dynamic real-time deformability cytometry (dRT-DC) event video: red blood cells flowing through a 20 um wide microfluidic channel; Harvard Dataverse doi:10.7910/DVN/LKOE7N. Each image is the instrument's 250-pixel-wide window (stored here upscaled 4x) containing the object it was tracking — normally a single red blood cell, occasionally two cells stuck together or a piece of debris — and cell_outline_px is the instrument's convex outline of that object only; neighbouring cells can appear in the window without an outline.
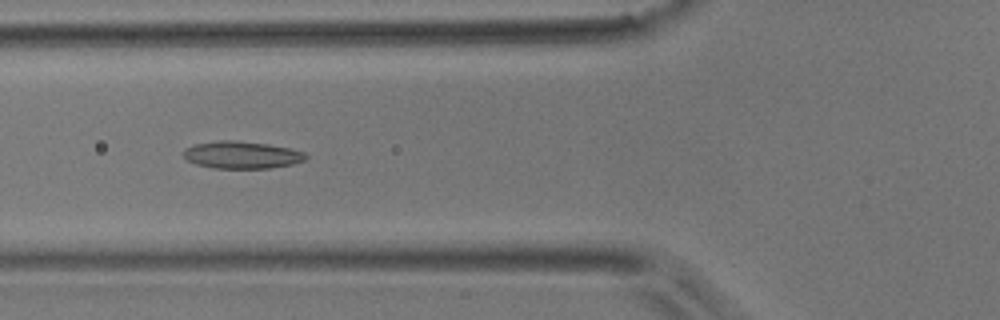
{"species": "common noctule bat (a hibernating species)", "species_latin": "Nyctalus noctula", "temperature_condition": "room temperature", "stored_images_in_passage": 39, "camera_frame_rate_fps": 3000, "um_per_image_px": 0.085, "animal": {"sex": "male", "body_mass_g": 17.9}, "frame": {"image": 1, "passage_image": 7, "time_ms": 2.0, "image_size_px": [1000, 320], "cell_outline_px": [[308, 156], [304, 160], [292, 164], [268, 168], [212, 168], [196, 164], [188, 160], [184, 156], [184, 148], [192, 144], [220, 140], [236, 140], [268, 144], [288, 148], [304, 152]], "centroid_in_image_um": [20.52, 13.16], "position_along_channel_um": 105.3, "area_um2": 19.42}}
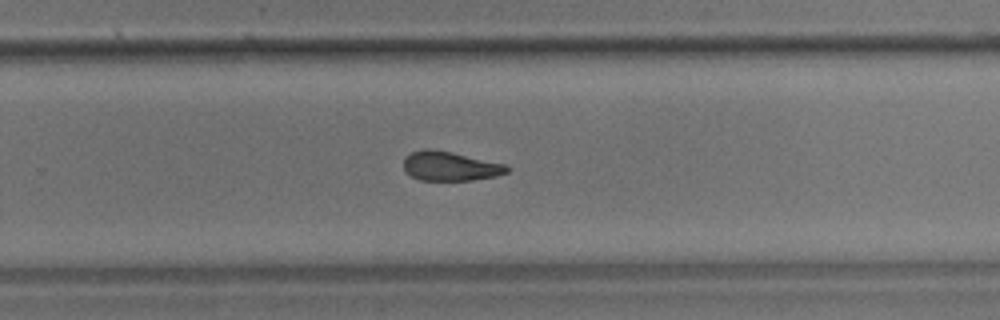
{"frame": {"image": 2, "passage_image": 21, "time_ms": 6.667, "image_size_px": [1000, 320], "cell_outline_px": [[512, 168], [508, 172], [496, 176], [472, 180], [420, 180], [404, 172], [404, 156], [412, 152], [424, 148], [432, 148], [452, 152], [504, 164]], "centroid_in_image_um": [38.24, 14.11], "position_along_channel_um": 291.6, "area_um2": 17.74}}
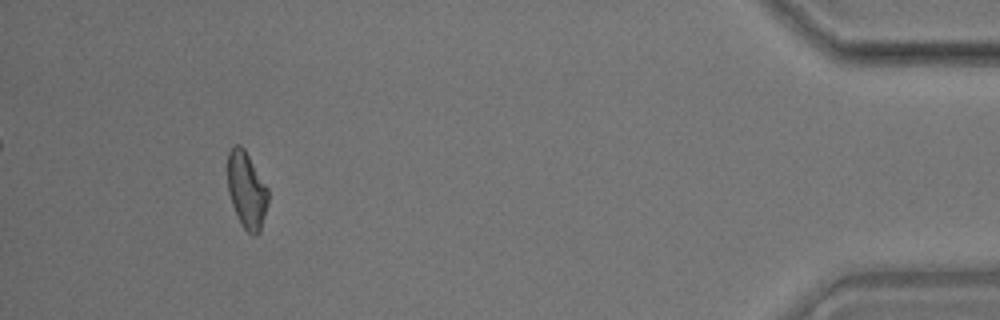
{"frame": {"image": 3, "passage_image": 35, "time_ms": 11.333, "image_size_px": [1000, 320], "cell_outline_px": [[268, 204], [260, 232], [256, 236], [252, 236], [240, 224], [232, 204], [228, 192], [228, 152], [232, 144], [240, 144], [244, 148], [268, 188]], "centroid_in_image_um": [20.96, 16.17], "position_along_channel_um": 414.2, "area_um2": 18.26}, "authors_computed_cell_mechanics": {"area_um2": 18.3804, "velocity_mm_per_s": 3.9901, "shape_relaxation_time_tau1_ms": null, "shape_relaxation_time_tau2_ms": 3.9234, "deformation_change_tau1": null, "deformation_change_tau2": 0.1225}}